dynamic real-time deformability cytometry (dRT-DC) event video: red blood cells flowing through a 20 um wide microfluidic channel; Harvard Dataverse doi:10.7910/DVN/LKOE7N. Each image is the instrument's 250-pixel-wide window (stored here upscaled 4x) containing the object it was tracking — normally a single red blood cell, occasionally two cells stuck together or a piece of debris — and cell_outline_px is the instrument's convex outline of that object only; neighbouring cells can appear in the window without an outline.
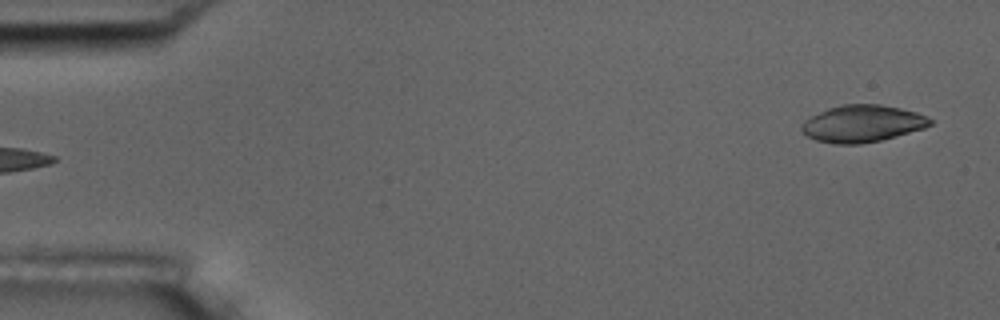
{"species": "common noctule bat (a hibernating species)", "species_latin": "Nyctalus noctula", "temperature_condition": "room temperature", "stored_images_in_passage": 6, "segment_of_instrument_passage": [2, 2], "camera_frame_rate_fps": 3000, "um_per_image_px": 0.085, "animal": {"sex": "male", "body_mass_g": 17.5, "forearm_length_mm": 52.3}, "frame": {"image": 1, "passage_image": 6, "time_ms": 5.667, "image_size_px": [1000, 320], "cell_outline_px": [[932, 124], [924, 128], [896, 136], [880, 140], [860, 144], [832, 144], [816, 140], [808, 136], [800, 128], [800, 124], [804, 120], [828, 108], [840, 104], [880, 104], [900, 108], [916, 112], [928, 116], [932, 120]], "centroid_in_image_um": [73.29, 10.5], "position_along_channel_um": 11.7, "area_um2": 27.74}}